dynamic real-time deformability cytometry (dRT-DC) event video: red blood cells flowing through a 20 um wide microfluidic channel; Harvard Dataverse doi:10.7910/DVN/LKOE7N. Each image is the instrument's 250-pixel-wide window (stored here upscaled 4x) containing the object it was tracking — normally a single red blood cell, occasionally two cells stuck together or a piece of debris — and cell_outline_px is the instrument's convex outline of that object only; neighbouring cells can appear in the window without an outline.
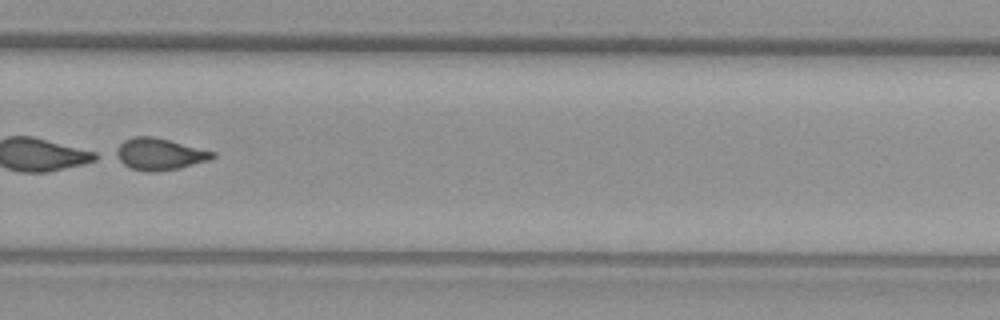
{"species": "common noctule bat (a hibernating species)", "species_latin": "Nyctalus noctula", "temperature_condition": "warm", "stored_images_in_passage": 54, "segment_of_instrument_passage": [2, 2], "camera_frame_rate_fps": 3000, "um_per_image_px": 0.085, "animal": {"sex": "female", "body_mass_g": 29.2, "forearm_length_mm": 56.3}, "frame": {"image": 1, "passage_image": 37, "time_ms": 12.0, "image_size_px": [1000, 320], "cell_outline_px": [[216, 156], [208, 160], [180, 168], [156, 172], [148, 172], [132, 168], [124, 164], [112, 152], [124, 140], [132, 136], [152, 136], [216, 152]], "centroid_in_image_um": [13.53, 13.09], "position_along_channel_um": 316.3, "area_um2": 17.8}}